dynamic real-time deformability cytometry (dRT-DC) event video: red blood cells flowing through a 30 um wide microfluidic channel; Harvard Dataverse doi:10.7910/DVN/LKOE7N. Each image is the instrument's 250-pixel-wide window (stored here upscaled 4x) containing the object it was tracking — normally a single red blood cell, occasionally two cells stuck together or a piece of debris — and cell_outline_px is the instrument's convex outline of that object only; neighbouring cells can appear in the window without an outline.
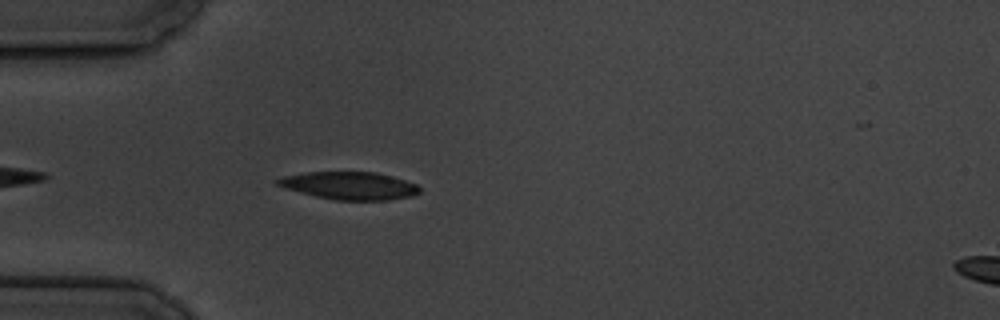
{"species": "common noctule bat (a hibernating species)", "species_latin": "Nyctalus noctula", "temperature_condition": "cold", "stored_images_in_passage": 5, "camera_frame_rate_fps": 3000, "um_per_image_px": 0.085, "animal": {"sex": "male", "body_mass_g": 19.5, "forearm_length_mm": 54.6}, "frame": {"image": 1, "passage_image": 5, "time_ms": 4.667, "image_size_px": [1000, 320], "cell_outline_px": [[420, 192], [408, 196], [388, 200], [336, 200], [316, 196], [284, 188], [276, 184], [272, 180], [284, 176], [308, 172], [376, 172], [392, 176], [416, 184], [420, 188]], "centroid_in_image_um": [29.67, 15.77], "position_along_channel_um": 55.3, "area_um2": 22.77}}